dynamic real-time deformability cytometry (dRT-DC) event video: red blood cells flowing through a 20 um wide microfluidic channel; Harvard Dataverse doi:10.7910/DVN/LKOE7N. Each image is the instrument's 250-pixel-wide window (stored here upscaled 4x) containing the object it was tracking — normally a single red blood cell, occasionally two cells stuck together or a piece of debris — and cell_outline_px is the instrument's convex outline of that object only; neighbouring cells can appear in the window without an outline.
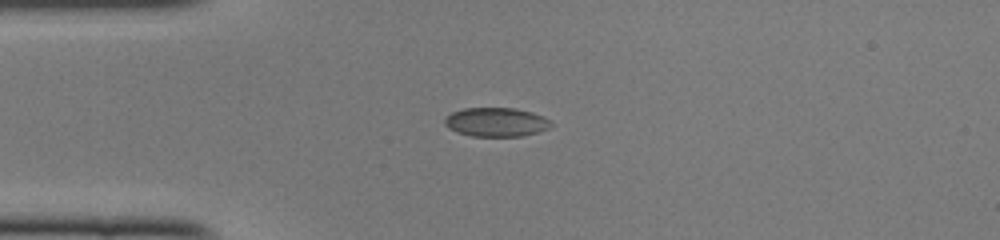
{"species": "common noctule bat (a hibernating species)", "species_latin": "Nyctalus noctula", "temperature_condition": "cold", "stored_images_in_passage": 48, "camera_frame_rate_fps": 3000, "um_per_image_px": 0.085, "animal": {"sex": "female", "body_mass_g": 22.0, "forearm_length_mm": 56.7}, "frame": {"image": 1, "passage_image": 11, "time_ms": 3.333, "image_size_px": [1000, 240], "cell_outline_px": [[552, 124], [548, 128], [536, 132], [520, 136], [472, 136], [456, 132], [448, 128], [444, 124], [444, 120], [452, 112], [464, 108], [516, 108], [532, 112], [544, 116]], "centroid_in_image_um": [42.15, 10.37], "position_along_channel_um": 42.9, "area_um2": 17.86}}
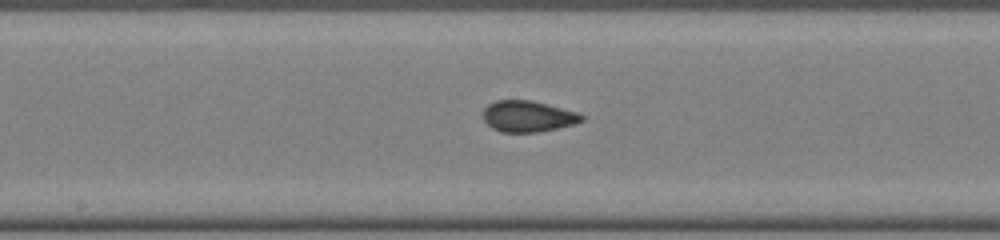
{"frame": {"image": 2, "passage_image": 24, "time_ms": 7.667, "image_size_px": [1000, 240], "cell_outline_px": [[584, 120], [576, 124], [540, 132], [500, 132], [492, 128], [484, 120], [484, 108], [488, 104], [496, 100], [532, 100], [580, 112], [584, 116]], "centroid_in_image_um": [44.92, 9.88], "position_along_channel_um": 203.3, "area_um2": 18.15}}
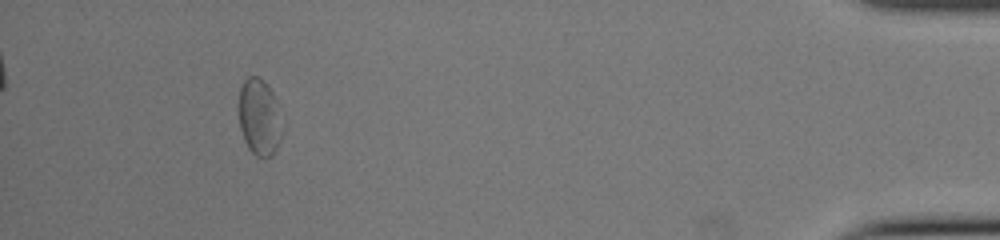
{"frame": {"image": 3, "passage_image": 44, "time_ms": 14.333, "image_size_px": [1000, 240], "cell_outline_px": [[280, 140], [276, 148], [264, 160], [256, 156], [248, 148], [244, 140], [240, 128], [240, 88], [244, 80], [248, 76], [256, 76], [272, 92], [276, 100], [280, 132]], "centroid_in_image_um": [22.01, 10.0], "position_along_channel_um": 413.2, "area_um2": 18.55}, "authors_computed_cell_mechanics": {"area_um2": 18.1203, "velocity_mm_per_s": 4.1106, "shape_relaxation_time_tau1_ms": 3.2821, "shape_relaxation_time_tau2_ms": 0.7948, "deformation_change_tau1": 0.0815, "deformation_change_tau2": 0.0348}}